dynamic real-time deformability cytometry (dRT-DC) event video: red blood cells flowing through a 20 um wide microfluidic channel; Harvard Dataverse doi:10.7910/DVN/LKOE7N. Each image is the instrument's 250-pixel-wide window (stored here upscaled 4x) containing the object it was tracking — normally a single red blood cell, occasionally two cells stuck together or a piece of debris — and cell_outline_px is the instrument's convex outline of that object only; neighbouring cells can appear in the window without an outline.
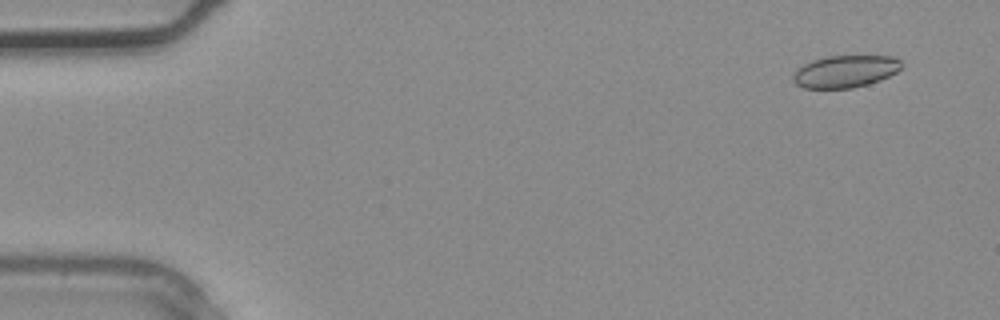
{"species": "common noctule bat (a hibernating species)", "species_latin": "Nyctalus noctula", "temperature_condition": "warm", "stored_images_in_passage": 2, "camera_frame_rate_fps": 3000, "um_per_image_px": 0.085, "animal": {"sex": "male", "body_mass_g": 20.4}, "frame": {"image": 1, "passage_image": 1, "time_ms": 0.0, "image_size_px": [1000, 320], "cell_outline_px": [[900, 68], [896, 72], [880, 80], [868, 84], [852, 88], [804, 88], [796, 84], [792, 80], [792, 76], [804, 64], [812, 60], [828, 56], [892, 56], [900, 60]], "centroid_in_image_um": [71.84, 6.07], "position_along_channel_um": 13.2, "area_um2": 20.11}}